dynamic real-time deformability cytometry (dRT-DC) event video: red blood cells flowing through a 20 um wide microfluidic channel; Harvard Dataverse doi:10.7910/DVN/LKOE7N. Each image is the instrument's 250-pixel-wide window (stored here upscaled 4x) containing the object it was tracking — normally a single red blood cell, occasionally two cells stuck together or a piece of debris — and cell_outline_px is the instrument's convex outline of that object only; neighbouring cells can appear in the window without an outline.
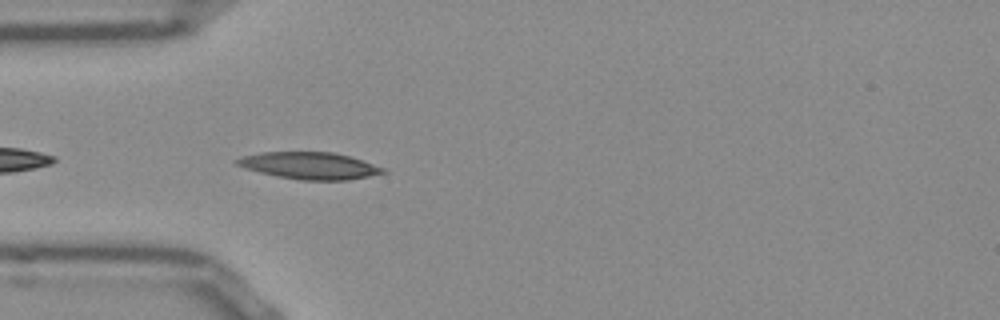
{"species": "Egyptian fruit bat (a non-hibernating species)", "species_latin": "Rousettus aegyptiacus", "temperature_condition": "room temperature", "stored_images_in_passage": 16, "camera_frame_rate_fps": 3000, "um_per_image_px": 0.085, "frame": {"image": 1, "passage_image": 3, "time_ms": 0.667, "image_size_px": [1000, 320], "cell_outline_px": [[388, 172], [348, 180], [300, 180], [276, 176], [244, 168], [236, 164], [232, 160], [244, 156], [260, 152], [332, 152], [348, 156], [384, 168]], "centroid_in_image_um": [26.27, 14.08], "position_along_channel_um": 58.7, "area_um2": 22.77}}
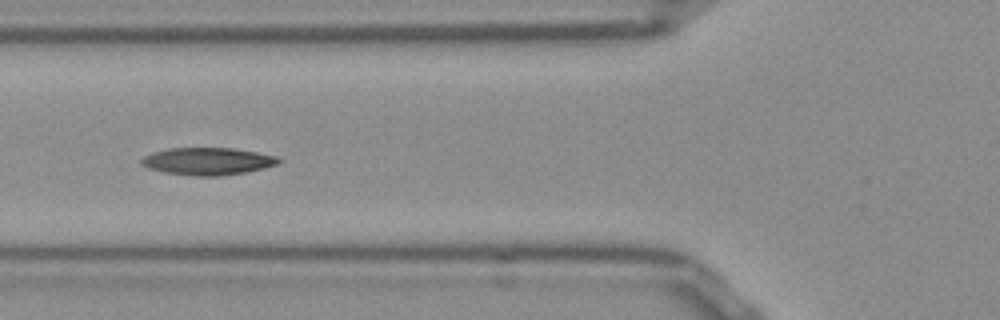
{"frame": {"image": 2, "passage_image": 7, "time_ms": 2.0, "image_size_px": [1000, 320], "cell_outline_px": [[284, 160], [276, 164], [264, 168], [244, 172], [220, 176], [192, 176], [164, 172], [148, 168], [140, 164], [140, 160], [144, 156], [152, 152], [172, 148], [232, 148], [256, 152], [276, 156]], "centroid_in_image_um": [17.64, 13.71], "position_along_channel_um": 108.2, "area_um2": 21.85}}
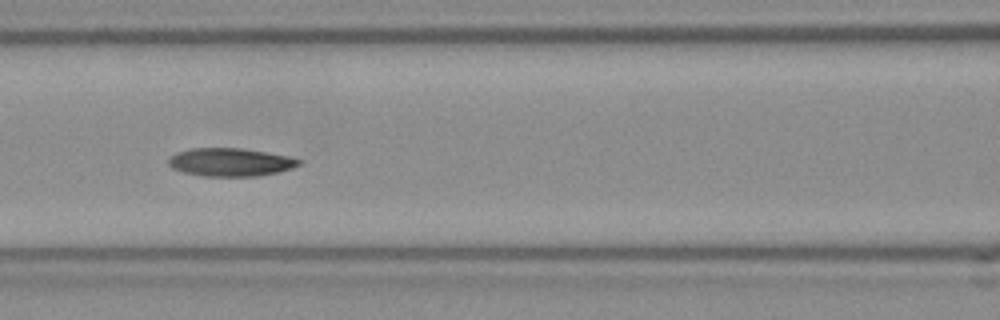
{"frame": {"image": 3, "passage_image": 10, "time_ms": 3.0, "image_size_px": [1000, 320], "cell_outline_px": [[300, 164], [292, 168], [260, 176], [204, 176], [184, 172], [172, 168], [168, 164], [168, 160], [176, 152], [188, 148], [240, 148], [288, 156], [300, 160]], "centroid_in_image_um": [19.55, 13.78], "position_along_channel_um": 147.1, "area_um2": 21.21}}